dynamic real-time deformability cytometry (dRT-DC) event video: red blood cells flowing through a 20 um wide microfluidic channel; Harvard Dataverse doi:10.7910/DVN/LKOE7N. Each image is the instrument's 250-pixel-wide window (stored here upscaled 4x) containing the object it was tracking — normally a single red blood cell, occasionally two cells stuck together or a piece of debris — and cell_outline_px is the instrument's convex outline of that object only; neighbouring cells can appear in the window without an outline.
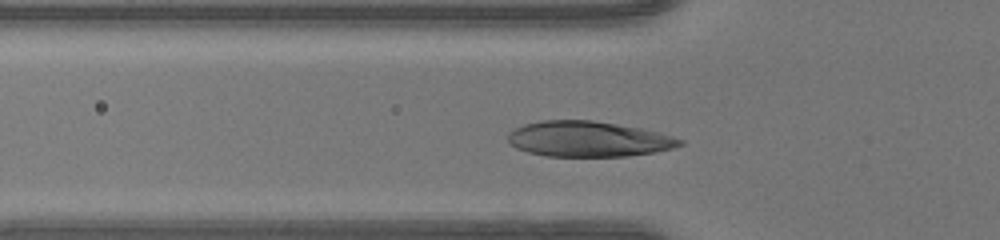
{"species": "human", "species_latin": "Homo sapiens", "temperature_condition": "warm", "stored_images_in_passage": 35, "camera_frame_rate_fps": 3000, "um_per_image_px": 0.085, "donor": {"sex": "female"}, "frame": {"image": 1, "passage_image": 10, "time_ms": 3.0, "image_size_px": [1000, 240], "cell_outline_px": [[684, 144], [672, 148], [656, 152], [628, 156], [548, 156], [528, 152], [516, 148], [508, 140], [508, 132], [524, 124], [540, 120], [592, 120], [640, 128], [672, 136], [684, 140]], "centroid_in_image_um": [50.01, 11.81], "position_along_channel_um": 75.8, "area_um2": 35.43}}
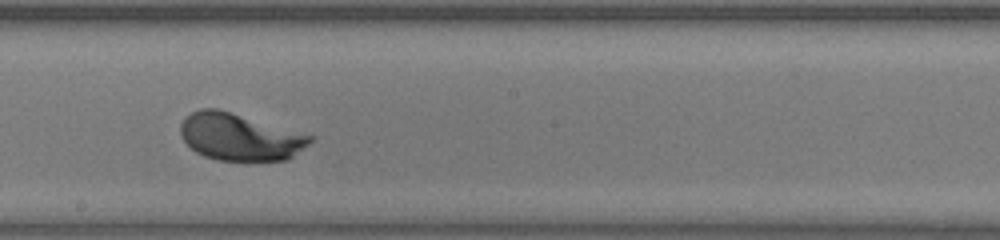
{"frame": {"image": 2, "passage_image": 21, "time_ms": 6.667, "image_size_px": [1000, 240], "cell_outline_px": [[312, 140], [308, 144], [288, 160], [216, 160], [204, 156], [196, 152], [180, 136], [180, 124], [192, 112], [200, 108], [216, 108], [312, 136]], "centroid_in_image_um": [20.33, 11.65], "position_along_channel_um": 227.9, "area_um2": 34.85}}
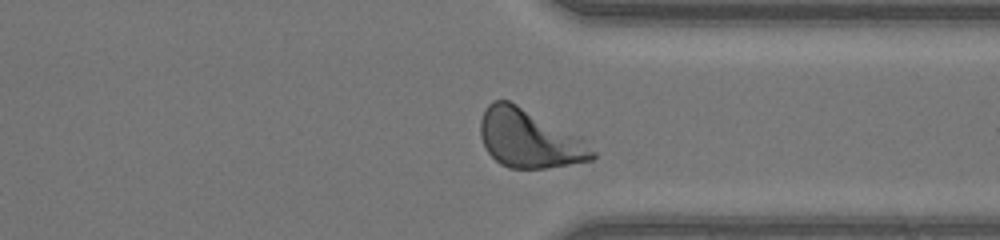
{"frame": {"image": 3, "passage_image": 31, "time_ms": 10.0, "image_size_px": [1000, 240], "cell_outline_px": [[596, 156], [592, 160], [544, 168], [508, 168], [500, 164], [488, 152], [480, 136], [480, 120], [484, 108], [492, 100], [508, 100], [580, 136], [596, 152]], "centroid_in_image_um": [44.96, 11.78], "position_along_channel_um": 366.4, "area_um2": 37.86}, "authors_computed_cell_mechanics": {"area_um2": 36.0672, "velocity_mm_per_s": 4.145, "shape_relaxation_time_tau1_ms": 1.6573, "shape_relaxation_time_tau2_ms": null, "deformation_change_tau1": 0.1577, "deformation_change_tau2": null}}